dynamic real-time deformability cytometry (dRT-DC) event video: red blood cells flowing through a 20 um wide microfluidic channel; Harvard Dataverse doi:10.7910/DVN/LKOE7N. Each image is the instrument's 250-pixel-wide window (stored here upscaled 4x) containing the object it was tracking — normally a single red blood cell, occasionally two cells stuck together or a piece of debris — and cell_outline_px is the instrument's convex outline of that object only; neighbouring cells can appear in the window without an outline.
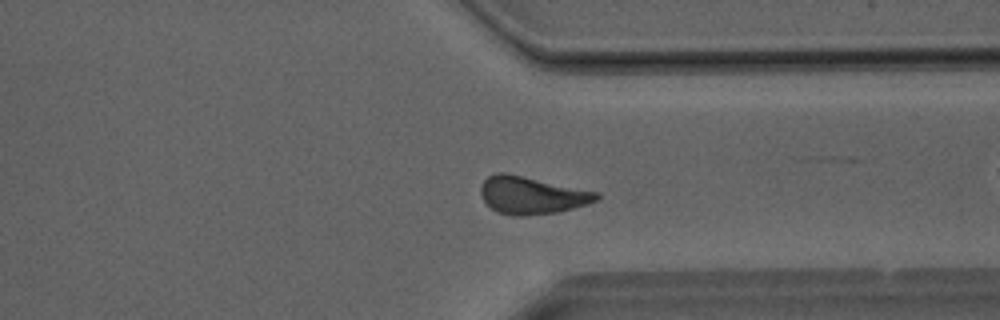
{"species": "Egyptian fruit bat (a non-hibernating species)", "species_latin": "Rousettus aegyptiacus", "temperature_condition": "room temperature", "stored_images_in_passage": 23, "camera_frame_rate_fps": 3000, "um_per_image_px": 0.085, "animal": {"sex": "male"}, "frame": {"image": 1, "passage_image": 19, "time_ms": 6.0, "image_size_px": [1000, 320], "cell_outline_px": [[600, 200], [572, 208], [556, 212], [528, 216], [516, 216], [496, 212], [484, 200], [480, 192], [480, 188], [484, 180], [488, 176], [496, 172], [504, 172], [600, 192]], "centroid_in_image_um": [45.21, 16.59], "position_along_channel_um": 366.2, "area_um2": 25.32}}